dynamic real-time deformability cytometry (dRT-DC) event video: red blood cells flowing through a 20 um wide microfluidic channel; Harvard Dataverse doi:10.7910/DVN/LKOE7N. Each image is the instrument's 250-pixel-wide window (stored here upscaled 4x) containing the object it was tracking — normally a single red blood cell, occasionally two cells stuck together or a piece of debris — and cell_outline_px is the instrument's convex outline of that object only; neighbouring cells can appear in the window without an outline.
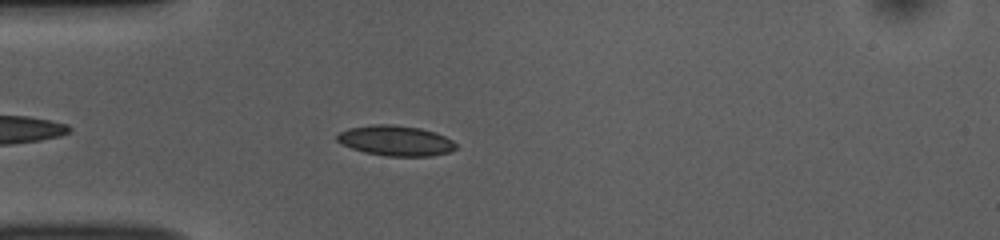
{"species": "common noctule bat (a hibernating species)", "species_latin": "Nyctalus noctula", "temperature_condition": "room temperature", "stored_images_in_passage": 43, "camera_frame_rate_fps": 3000, "um_per_image_px": 0.085, "animal": {"sex": "female", "body_mass_g": 10.0, "forearm_length_mm": 53.1}, "frame": {"image": 1, "passage_image": 5, "time_ms": 1.333, "image_size_px": [1000, 240], "cell_outline_px": [[456, 148], [448, 152], [432, 156], [388, 156], [364, 152], [340, 144], [336, 140], [336, 136], [340, 132], [348, 128], [376, 124], [392, 124], [420, 128], [436, 132], [452, 140], [456, 144]], "centroid_in_image_um": [33.62, 11.95], "position_along_channel_um": 51.4, "area_um2": 20.98}}
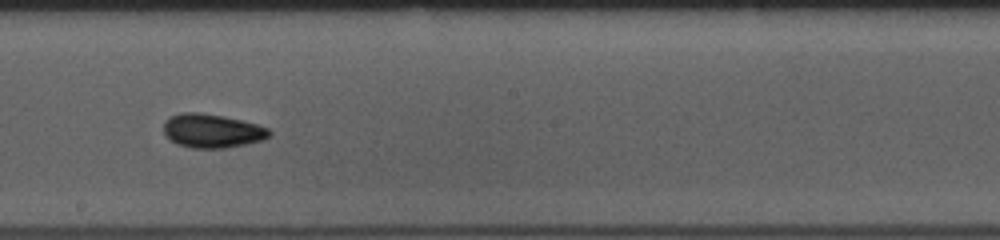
{"frame": {"image": 2, "passage_image": 20, "time_ms": 6.333, "image_size_px": [1000, 240], "cell_outline_px": [[272, 136], [264, 140], [224, 148], [192, 148], [176, 144], [164, 132], [164, 120], [168, 116], [180, 112], [200, 112], [224, 116], [256, 124], [268, 128], [272, 132]], "centroid_in_image_um": [18.03, 11.11], "position_along_channel_um": 230.2, "area_um2": 20.98}}
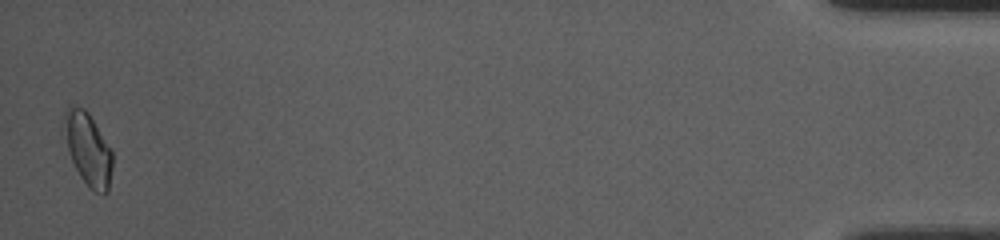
{"frame": {"image": 3, "passage_image": 43, "time_ms": 14.0, "image_size_px": [1000, 240], "cell_outline_px": [[112, 168], [108, 192], [104, 196], [88, 188], [80, 176], [60, 136], [60, 132], [64, 108], [68, 104], [72, 104], [84, 108], [88, 112], [112, 148]], "centroid_in_image_um": [7.41, 12.6], "position_along_channel_um": 427.8, "area_um2": 21.62}, "authors_computed_cell_mechanics": {"area_um2": 19.5364, "velocity_mm_per_s": 3.75, "shape_relaxation_time_tau1_ms": 3.9242, "shape_relaxation_time_tau2_ms": 4.5179, "deformation_change_tau1": 0.1087, "deformation_change_tau2": 0.0834}}